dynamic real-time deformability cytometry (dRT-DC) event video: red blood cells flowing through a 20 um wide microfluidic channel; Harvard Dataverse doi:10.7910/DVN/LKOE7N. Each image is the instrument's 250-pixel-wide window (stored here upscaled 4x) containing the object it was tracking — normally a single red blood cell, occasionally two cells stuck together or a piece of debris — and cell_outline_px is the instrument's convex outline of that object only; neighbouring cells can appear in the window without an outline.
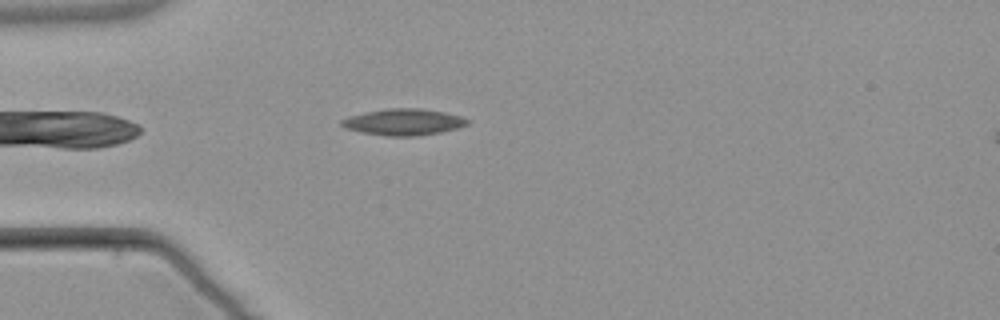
{"species": "common noctule bat (a hibernating species)", "species_latin": "Nyctalus noctula", "temperature_condition": "warm", "stored_images_in_passage": 5, "camera_frame_rate_fps": 3000, "um_per_image_px": 0.085, "animal": {"sex": "male", "body_mass_g": 21.5, "forearm_length_mm": 52.0}, "frame": {"image": 1, "passage_image": 4, "time_ms": 4.667, "image_size_px": [1000, 320], "cell_outline_px": [[472, 120], [468, 124], [456, 128], [440, 132], [416, 136], [388, 136], [360, 132], [344, 128], [340, 124], [340, 120], [348, 116], [388, 108], [420, 108], [444, 112], [460, 116]], "centroid_in_image_um": [34.29, 10.37], "position_along_channel_um": 50.7, "area_um2": 19.36}}